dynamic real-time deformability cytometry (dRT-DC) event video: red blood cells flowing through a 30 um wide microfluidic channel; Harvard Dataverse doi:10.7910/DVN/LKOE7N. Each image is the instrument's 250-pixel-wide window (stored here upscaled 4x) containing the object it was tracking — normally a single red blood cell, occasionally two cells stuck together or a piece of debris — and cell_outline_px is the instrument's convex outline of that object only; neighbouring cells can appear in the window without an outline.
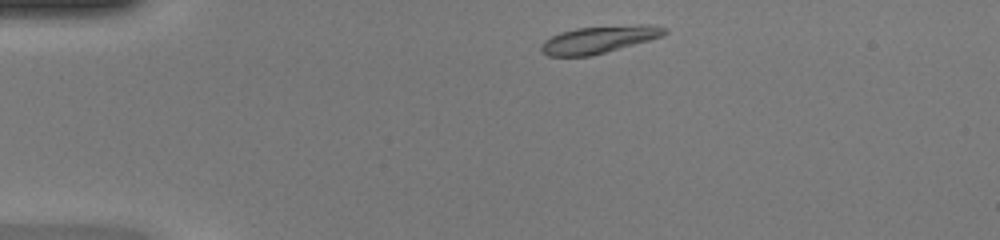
{"species": "common noctule bat (a hibernating species)", "species_latin": "Nyctalus noctula", "temperature_condition": "warm", "stored_images_in_passage": 40, "camera_frame_rate_fps": 3000, "um_per_image_px": 0.085, "animal": {"sex": "female", "body_mass_g": 20.0, "forearm_length_mm": 54.0}, "frame": {"image": 1, "passage_image": 2, "time_ms": 0.333, "image_size_px": [1000, 240], "cell_outline_px": [[668, 32], [664, 36], [592, 56], [548, 56], [540, 52], [540, 44], [544, 40], [560, 32], [576, 28], [636, 24], [652, 24], [668, 28]], "centroid_in_image_um": [50.93, 3.35], "position_along_channel_um": 34.1, "area_um2": 19.94}}
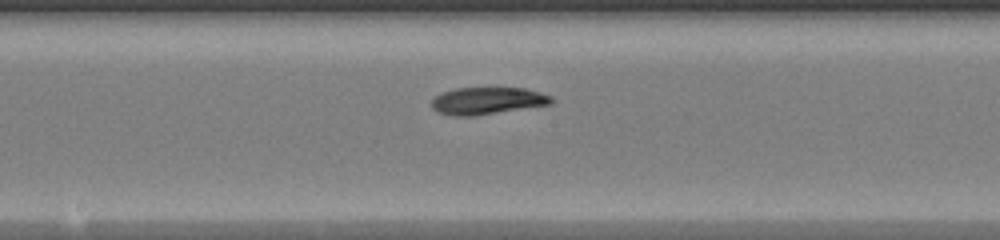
{"frame": {"image": 2, "passage_image": 18, "time_ms": 5.667, "image_size_px": [1000, 240], "cell_outline_px": [[556, 100], [552, 104], [472, 116], [452, 116], [436, 112], [432, 108], [432, 100], [436, 96], [444, 92], [456, 88], [524, 88], [540, 92], [552, 96]], "centroid_in_image_um": [41.45, 8.57], "position_along_channel_um": 206.7, "area_um2": 18.96}}
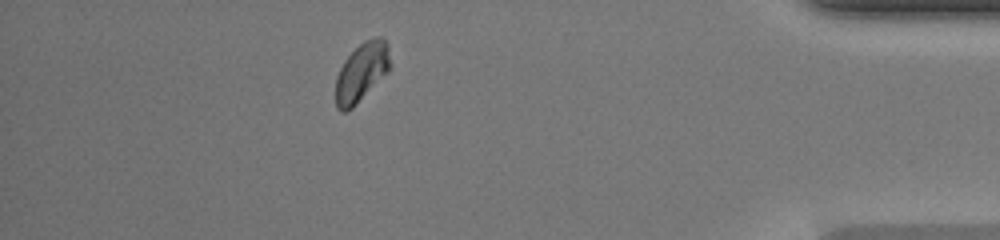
{"frame": {"image": 3, "passage_image": 35, "time_ms": 11.333, "image_size_px": [1000, 240], "cell_outline_px": [[392, 68], [352, 108], [344, 112], [340, 112], [336, 108], [336, 76], [344, 60], [364, 40], [376, 36], [380, 36], [388, 44]], "centroid_in_image_um": [30.75, 6.12], "position_along_channel_um": 404.4, "area_um2": 18.79}, "authors_computed_cell_mechanics": {"area_um2": 18.8139, "velocity_mm_per_s": 4.2439, "shape_relaxation_time_tau1_ms": 8.4483, "shape_relaxation_time_tau2_ms": null, "deformation_change_tau1": 0.2128, "deformation_change_tau2": null}}